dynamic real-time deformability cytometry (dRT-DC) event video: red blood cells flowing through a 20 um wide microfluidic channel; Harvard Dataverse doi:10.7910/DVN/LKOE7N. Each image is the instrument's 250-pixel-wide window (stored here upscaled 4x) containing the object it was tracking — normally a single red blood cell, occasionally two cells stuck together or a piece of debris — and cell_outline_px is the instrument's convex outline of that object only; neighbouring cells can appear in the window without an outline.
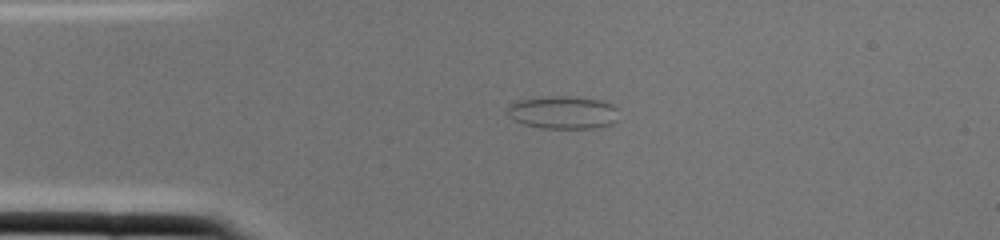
{"species": "common noctule bat (a hibernating species)", "species_latin": "Nyctalus noctula", "temperature_condition": "cold", "stored_images_in_passage": 1, "camera_frame_rate_fps": 3000, "um_per_image_px": 0.085, "animal": {"sex": "female", "body_mass_g": 22.0, "forearm_length_mm": 56.7}, "frame": {"image": 1, "passage_image": 1, "time_ms": 0.0, "image_size_px": [1000, 240], "cell_outline_px": [[616, 120], [612, 124], [596, 128], [544, 128], [524, 124], [508, 116], [508, 104], [516, 100], [552, 96], [568, 96], [600, 100], [612, 104], [616, 108]], "centroid_in_image_um": [47.84, 9.55], "position_along_channel_um": 37.2, "area_um2": 21.21}}